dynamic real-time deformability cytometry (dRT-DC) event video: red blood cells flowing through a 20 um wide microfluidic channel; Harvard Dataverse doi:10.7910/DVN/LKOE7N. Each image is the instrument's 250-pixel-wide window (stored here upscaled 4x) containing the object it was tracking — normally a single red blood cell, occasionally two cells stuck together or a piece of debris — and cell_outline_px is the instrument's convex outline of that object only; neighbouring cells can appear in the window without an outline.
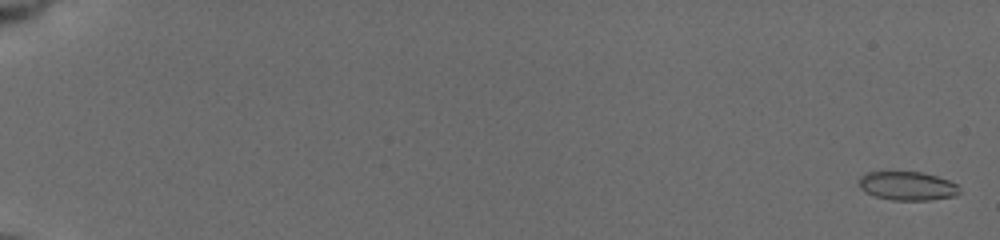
{"species": "common noctule bat (a hibernating species)", "species_latin": "Nyctalus noctula", "temperature_condition": "cold", "stored_images_in_passage": 58, "camera_frame_rate_fps": 3000, "um_per_image_px": 0.085, "animal": {"sex": "female", "body_mass_g": 19.5, "forearm_length_mm": 54.1}, "frame": {"image": 1, "passage_image": 2, "time_ms": 0.333, "image_size_px": [1000, 240], "cell_outline_px": [[960, 192], [952, 196], [928, 200], [892, 200], [876, 196], [864, 192], [860, 188], [860, 176], [868, 172], [920, 172], [936, 176], [948, 180], [956, 184]], "centroid_in_image_um": [77.1, 15.8], "position_along_channel_um": 7.9, "area_um2": 16.59}}
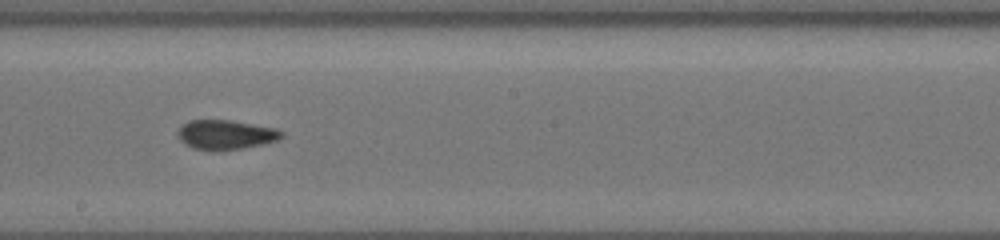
{"frame": {"image": 2, "passage_image": 36, "time_ms": 11.667, "image_size_px": [1000, 240], "cell_outline_px": [[284, 136], [276, 140], [264, 144], [244, 148], [216, 152], [212, 152], [192, 148], [184, 144], [180, 140], [176, 132], [188, 120], [228, 120], [276, 128], [284, 132]], "centroid_in_image_um": [19.17, 11.47], "position_along_channel_um": 229.0, "area_um2": 18.15}}
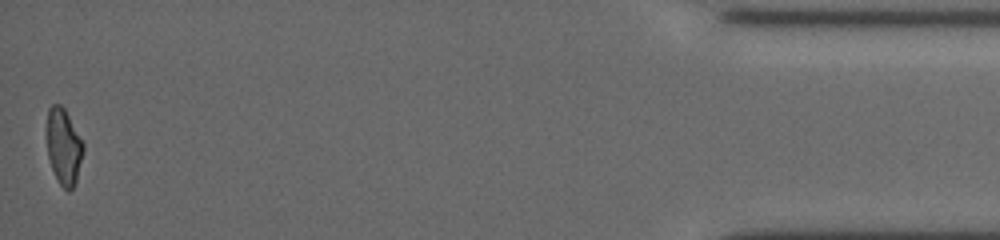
{"frame": {"image": 3, "passage_image": 58, "time_ms": 19.0, "image_size_px": [1000, 240], "cell_outline_px": [[84, 148], [76, 180], [72, 188], [68, 192], [60, 184], [52, 168], [48, 156], [44, 128], [48, 108], [52, 104], [60, 104], [64, 108], [84, 144]], "centroid_in_image_um": [5.36, 12.4], "position_along_channel_um": 429.8, "area_um2": 16.36}, "authors_computed_cell_mechanics": {"area_um2": 17.1377, "velocity_mm_per_s": 3.7743, "shape_relaxation_time_tau1_ms": 6.7289, "shape_relaxation_time_tau2_ms": 2.058, "deformation_change_tau1": 0.1602, "deformation_change_tau2": 0.0767}}